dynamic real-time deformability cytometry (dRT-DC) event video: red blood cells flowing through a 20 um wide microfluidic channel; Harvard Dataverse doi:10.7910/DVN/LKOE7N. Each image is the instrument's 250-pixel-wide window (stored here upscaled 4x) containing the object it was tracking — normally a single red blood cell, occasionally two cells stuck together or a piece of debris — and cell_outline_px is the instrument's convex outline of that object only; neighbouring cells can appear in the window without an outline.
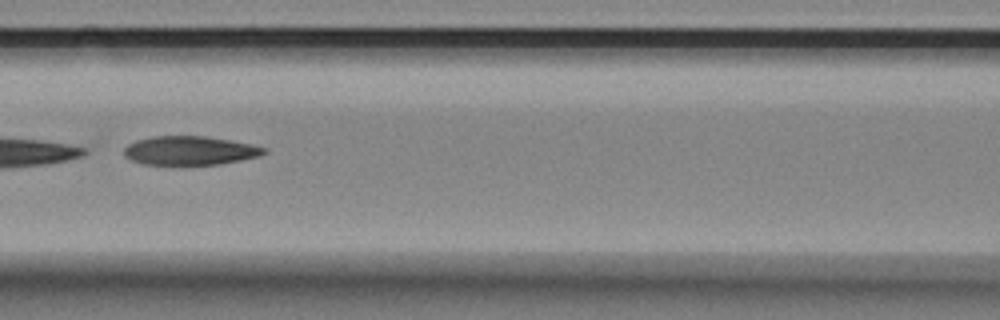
{"species": "Egyptian fruit bat (a non-hibernating species)", "species_latin": "Rousettus aegyptiacus", "temperature_condition": "room temperature", "stored_images_in_passage": 11, "camera_frame_rate_fps": 3000, "um_per_image_px": 0.085, "animal": {"sex": "female"}, "frame": {"image": 1, "passage_image": 7, "time_ms": 2.0, "image_size_px": [1000, 320], "cell_outline_px": [[268, 152], [260, 156], [220, 164], [144, 164], [132, 160], [124, 156], [124, 148], [128, 144], [136, 140], [152, 136], [204, 136], [232, 140], [252, 144], [268, 148]], "centroid_in_image_um": [16.17, 12.79], "position_along_channel_um": 150.4, "area_um2": 23.58}}